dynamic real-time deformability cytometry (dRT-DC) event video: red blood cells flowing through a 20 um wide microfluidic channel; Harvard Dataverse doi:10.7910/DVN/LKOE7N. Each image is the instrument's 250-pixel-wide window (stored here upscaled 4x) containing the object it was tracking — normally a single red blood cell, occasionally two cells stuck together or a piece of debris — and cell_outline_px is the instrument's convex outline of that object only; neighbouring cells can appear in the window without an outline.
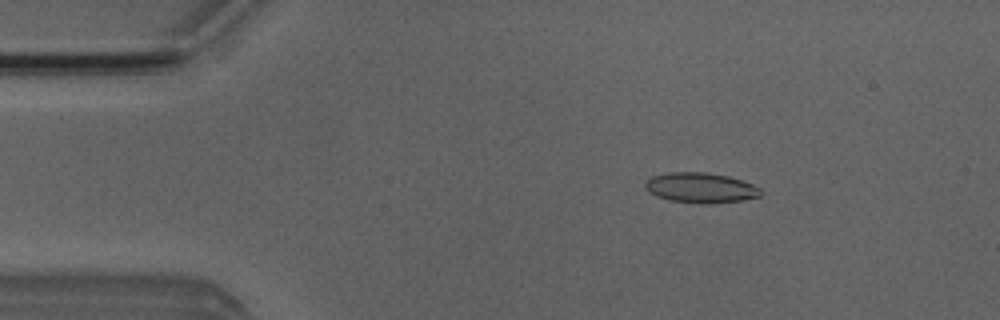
{"species": "Egyptian fruit bat (a non-hibernating species)", "species_latin": "Rousettus aegyptiacus", "temperature_condition": "room temperature", "stored_images_in_passage": 4, "camera_frame_rate_fps": 3000, "um_per_image_px": 0.085, "animal": {"sex": "male"}, "frame": {"image": 1, "passage_image": 2, "time_ms": 1.333, "image_size_px": [1000, 320], "cell_outline_px": [[760, 196], [740, 200], [672, 200], [656, 196], [648, 192], [644, 188], [644, 184], [652, 176], [668, 172], [704, 172], [728, 176], [752, 184], [760, 188]], "centroid_in_image_um": [59.48, 15.89], "position_along_channel_um": 25.5, "area_um2": 19.07}}